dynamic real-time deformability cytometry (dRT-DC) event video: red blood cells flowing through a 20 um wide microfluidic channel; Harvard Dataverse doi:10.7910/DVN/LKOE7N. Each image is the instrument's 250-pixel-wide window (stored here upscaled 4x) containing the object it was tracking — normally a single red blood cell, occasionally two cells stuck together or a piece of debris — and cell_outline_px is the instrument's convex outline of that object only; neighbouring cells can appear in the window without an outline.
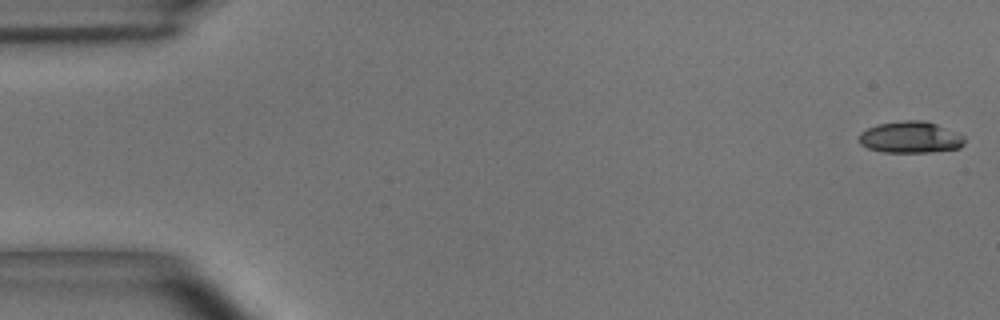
{"species": "common noctule bat (a hibernating species)", "species_latin": "Nyctalus noctula", "temperature_condition": "room temperature", "stored_images_in_passage": 54, "camera_frame_rate_fps": 3000, "um_per_image_px": 0.085, "animal": {"sex": "male", "body_mass_g": 15.6}, "frame": {"image": 1, "passage_image": 1, "time_ms": 0.0, "image_size_px": [1000, 320], "cell_outline_px": [[964, 144], [960, 148], [932, 152], [884, 152], [868, 148], [860, 144], [860, 132], [876, 124], [904, 120], [924, 120], [936, 124], [964, 136]], "centroid_in_image_um": [77.38, 11.67], "position_along_channel_um": 7.6, "area_um2": 19.36}}
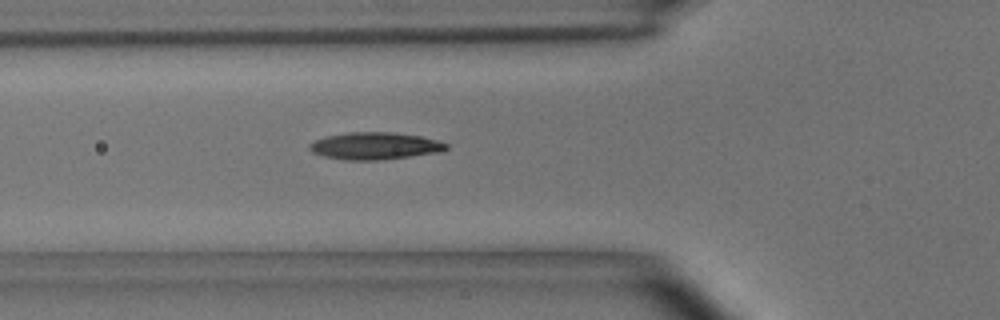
{"frame": {"image": 2, "passage_image": 19, "time_ms": 6.0, "image_size_px": [1000, 320], "cell_outline_px": [[448, 148], [444, 152], [376, 160], [348, 160], [324, 156], [312, 152], [308, 148], [308, 144], [324, 136], [348, 132], [396, 132], [420, 136], [436, 140], [448, 144]], "centroid_in_image_um": [31.87, 12.39], "position_along_channel_um": 93.9, "area_um2": 21.73}}
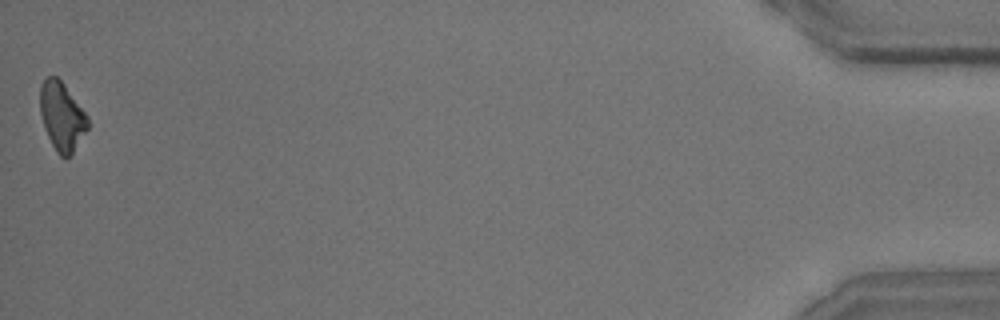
{"frame": {"image": 3, "passage_image": 54, "time_ms": 17.667, "image_size_px": [1000, 320], "cell_outline_px": [[88, 128], [72, 152], [68, 156], [60, 156], [56, 152], [48, 136], [40, 112], [40, 84], [48, 76], [56, 76], [64, 84], [88, 116]], "centroid_in_image_um": [5.25, 9.86], "position_along_channel_um": 430.0, "area_um2": 18.61}, "authors_computed_cell_mechanics": {"area_um2": 19.6809, "velocity_mm_per_s": 3.6795, "shape_relaxation_time_tau1_ms": 4.0737, "shape_relaxation_time_tau2_ms": 7.4875, "deformation_change_tau1": 0.135, "deformation_change_tau2": 0.1917}}